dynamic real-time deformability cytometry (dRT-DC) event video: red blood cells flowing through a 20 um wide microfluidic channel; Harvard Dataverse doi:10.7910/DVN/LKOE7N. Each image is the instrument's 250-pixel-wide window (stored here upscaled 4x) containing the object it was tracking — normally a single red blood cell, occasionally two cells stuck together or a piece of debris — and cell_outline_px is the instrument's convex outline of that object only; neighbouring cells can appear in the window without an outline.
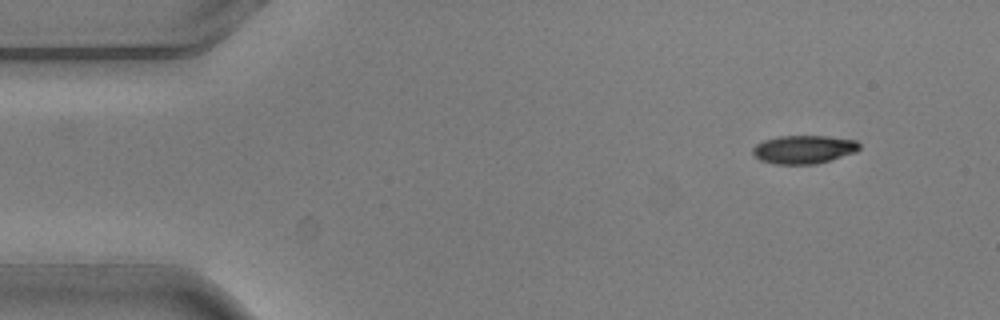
{"species": "common noctule bat (a hibernating species)", "species_latin": "Nyctalus noctula", "temperature_condition": "warm", "stored_images_in_passage": 5, "camera_frame_rate_fps": 3000, "um_per_image_px": 0.085, "animal": {"sex": "male", "body_mass_g": 20.5, "forearm_length_mm": 52.5}, "frame": {"image": 1, "passage_image": 1, "time_ms": 0.0, "image_size_px": [1000, 320], "cell_outline_px": [[860, 148], [856, 152], [832, 160], [816, 164], [772, 164], [760, 160], [752, 152], [752, 148], [756, 144], [764, 140], [780, 136], [828, 136], [856, 140], [860, 144]], "centroid_in_image_um": [68.34, 12.7], "position_along_channel_um": 16.7, "area_um2": 17.74}}
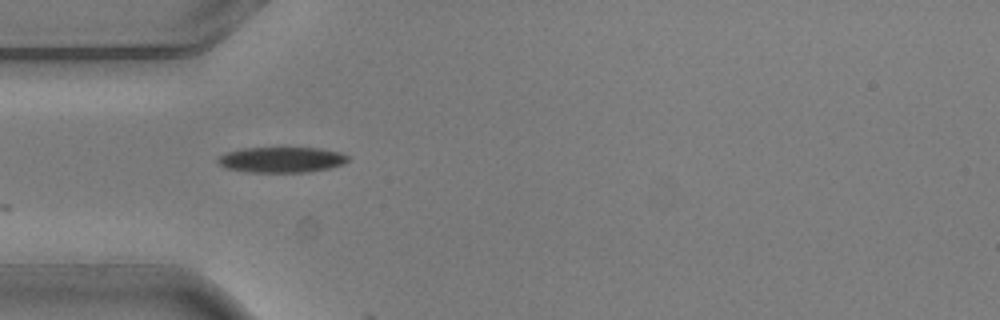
{"frame": {"image": 2, "passage_image": 4, "time_ms": 1.0, "image_size_px": [1000, 320], "cell_outline_px": [[348, 160], [344, 164], [332, 168], [308, 172], [244, 172], [224, 168], [216, 160], [224, 152], [240, 148], [320, 148], [340, 152], [348, 156]], "centroid_in_image_um": [23.91, 13.58], "position_along_channel_um": 61.1, "area_um2": 19.65}}